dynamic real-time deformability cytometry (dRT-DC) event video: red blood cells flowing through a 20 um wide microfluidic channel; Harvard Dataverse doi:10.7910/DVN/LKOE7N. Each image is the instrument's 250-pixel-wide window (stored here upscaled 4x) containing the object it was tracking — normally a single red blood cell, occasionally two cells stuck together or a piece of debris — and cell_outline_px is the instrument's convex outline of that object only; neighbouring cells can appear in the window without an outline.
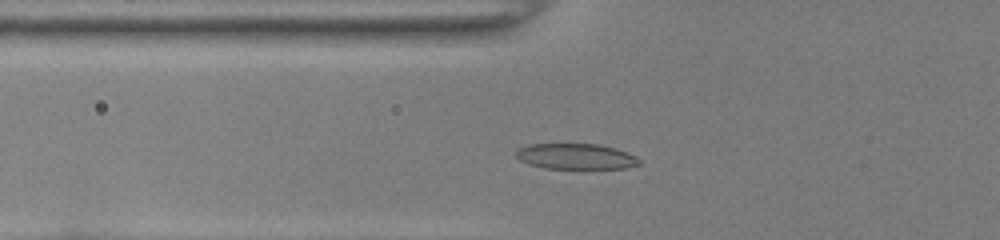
{"species": "common noctule bat (a hibernating species)", "species_latin": "Nyctalus noctula", "temperature_condition": "room temperature", "stored_images_in_passage": 41, "camera_frame_rate_fps": 3000, "um_per_image_px": 0.085, "animal": {"sex": "female", "body_mass_g": 22.0, "forearm_length_mm": 56.7}, "frame": {"image": 1, "passage_image": 9, "time_ms": 2.667, "image_size_px": [1000, 240], "cell_outline_px": [[640, 164], [624, 168], [544, 168], [528, 164], [512, 156], [516, 148], [532, 144], [600, 144], [616, 148], [636, 156], [640, 160]], "centroid_in_image_um": [48.88, 13.29], "position_along_channel_um": 76.9, "area_um2": 18.55}}
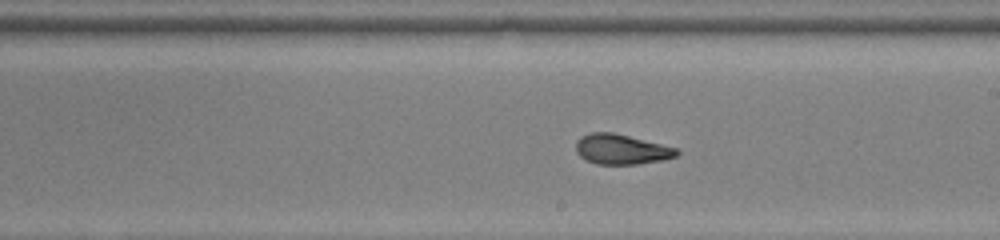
{"frame": {"image": 2, "passage_image": 21, "time_ms": 6.667, "image_size_px": [1000, 240], "cell_outline_px": [[680, 152], [676, 156], [664, 160], [636, 164], [596, 164], [580, 156], [576, 152], [576, 140], [580, 136], [592, 132], [612, 132], [676, 148]], "centroid_in_image_um": [52.79, 12.69], "position_along_channel_um": 236.2, "area_um2": 17.51}}
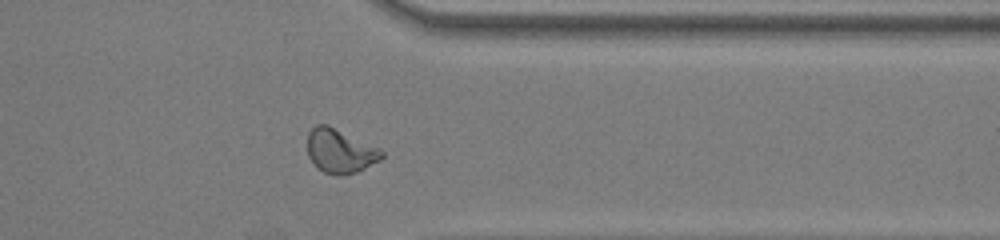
{"frame": {"image": 3, "passage_image": 32, "time_ms": 10.333, "image_size_px": [1000, 240], "cell_outline_px": [[384, 156], [380, 160], [356, 172], [340, 176], [336, 176], [324, 172], [316, 168], [308, 156], [308, 132], [316, 124], [328, 124], [384, 152]], "centroid_in_image_um": [28.85, 12.85], "position_along_channel_um": 382.5, "area_um2": 18.84}, "authors_computed_cell_mechanics": {"area_um2": 17.8602, "velocity_mm_per_s": 4.011, "shape_relaxation_time_tau1_ms": 7.8932, "shape_relaxation_time_tau2_ms": 1.3929, "deformation_change_tau1": 0.2423, "deformation_change_tau2": 0.0718}}